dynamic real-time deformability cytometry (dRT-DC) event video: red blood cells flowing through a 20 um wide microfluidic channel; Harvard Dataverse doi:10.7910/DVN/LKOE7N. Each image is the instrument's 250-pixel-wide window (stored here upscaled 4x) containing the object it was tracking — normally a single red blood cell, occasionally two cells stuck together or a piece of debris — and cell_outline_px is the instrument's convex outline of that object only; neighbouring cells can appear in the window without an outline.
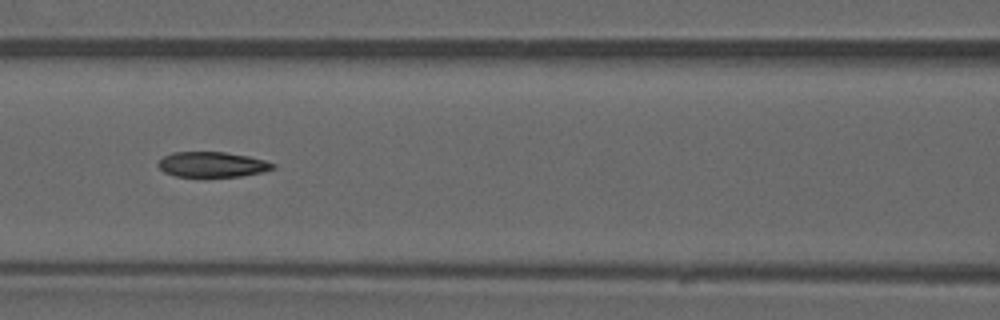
{"species": "common noctule bat (a hibernating species)", "species_latin": "Nyctalus noctula", "temperature_condition": "warm", "stored_images_in_passage": 44, "camera_frame_rate_fps": 3000, "um_per_image_px": 0.085, "animal": {"sex": "male", "forearm_length_mm": 52.5}, "frame": {"image": 1, "passage_image": 19, "time_ms": 6.0, "image_size_px": [1000, 320], "cell_outline_px": [[276, 168], [264, 172], [240, 176], [176, 176], [164, 172], [156, 164], [164, 156], [172, 152], [224, 152], [248, 156], [264, 160], [276, 164]], "centroid_in_image_um": [18.06, 13.98], "position_along_channel_um": 148.5, "area_um2": 16.82}}